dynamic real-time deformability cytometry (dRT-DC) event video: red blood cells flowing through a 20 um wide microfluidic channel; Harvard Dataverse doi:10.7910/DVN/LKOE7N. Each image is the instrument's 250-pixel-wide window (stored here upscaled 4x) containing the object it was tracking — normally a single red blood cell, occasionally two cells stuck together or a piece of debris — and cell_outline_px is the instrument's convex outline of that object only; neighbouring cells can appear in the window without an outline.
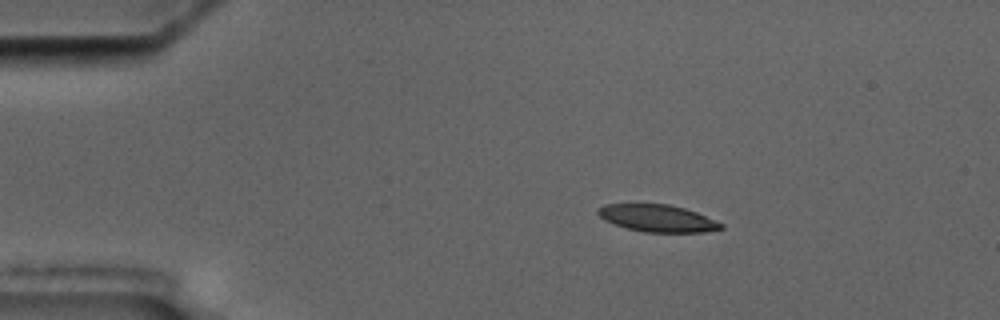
{"species": "common noctule bat (a hibernating species)", "species_latin": "Nyctalus noctula", "temperature_condition": "cold", "stored_images_in_passage": 4, "camera_frame_rate_fps": 3000, "um_per_image_px": 0.085, "animal": {"sex": "male", "body_mass_g": 17.5, "forearm_length_mm": 52.3}, "frame": {"image": 1, "passage_image": 2, "time_ms": 1.333, "image_size_px": [1000, 320], "cell_outline_px": [[724, 228], [704, 232], [644, 232], [628, 228], [604, 220], [596, 212], [596, 208], [604, 204], [668, 204], [684, 208], [696, 212], [724, 224]], "centroid_in_image_um": [55.88, 18.54], "position_along_channel_um": 29.1, "area_um2": 19.36}}